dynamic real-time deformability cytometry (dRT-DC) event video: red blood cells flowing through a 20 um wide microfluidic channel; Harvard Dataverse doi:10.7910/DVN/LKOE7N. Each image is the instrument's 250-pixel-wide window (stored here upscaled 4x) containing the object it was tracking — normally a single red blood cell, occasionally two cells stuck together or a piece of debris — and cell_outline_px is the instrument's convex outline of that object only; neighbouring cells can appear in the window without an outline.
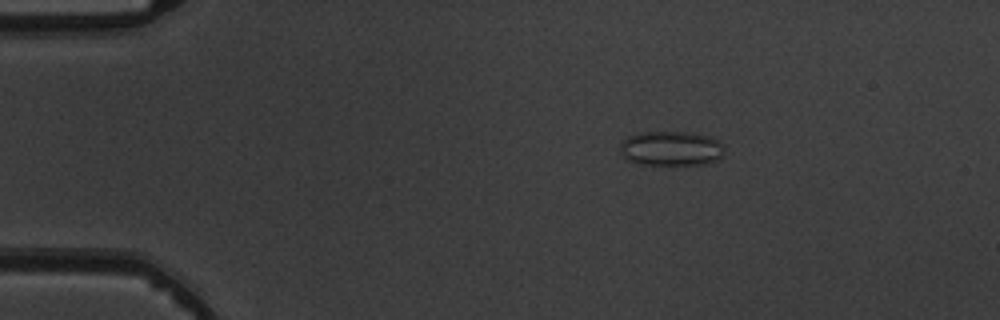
{"species": "common noctule bat (a hibernating species)", "species_latin": "Nyctalus noctula", "temperature_condition": "warm", "stored_images_in_passage": 5, "camera_frame_rate_fps": 3000, "um_per_image_px": 0.085, "animal": {"sex": "male", "body_mass_g": 19.5, "forearm_length_mm": 54.6}, "frame": {"image": 1, "passage_image": 2, "time_ms": 2.0, "image_size_px": [1000, 320], "cell_outline_px": [[724, 156], [720, 160], [704, 164], [640, 164], [628, 160], [620, 152], [620, 144], [628, 136], [640, 132], [688, 132], [708, 136], [724, 144]], "centroid_in_image_um": [57.08, 12.62], "position_along_channel_um": 27.9, "area_um2": 21.15}}
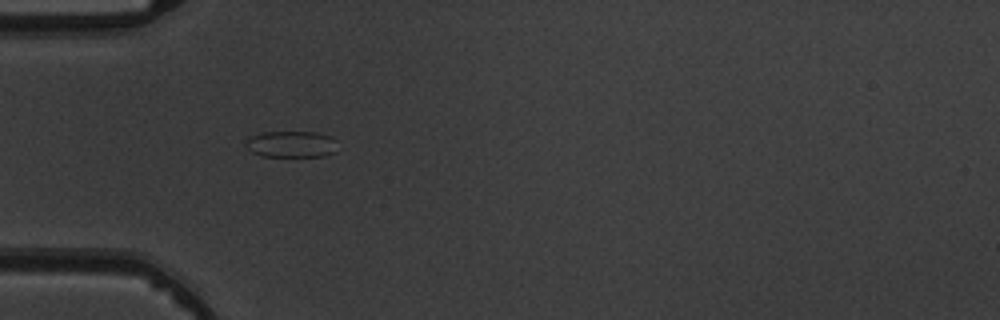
{"frame": {"image": 2, "passage_image": 4, "time_ms": 4.333, "image_size_px": [1000, 320], "cell_outline_px": [[336, 152], [324, 156], [260, 156], [252, 152], [244, 144], [252, 136], [264, 132], [316, 132], [332, 136], [336, 140]], "centroid_in_image_um": [24.81, 12.26], "position_along_channel_um": 60.2, "area_um2": 14.16}}
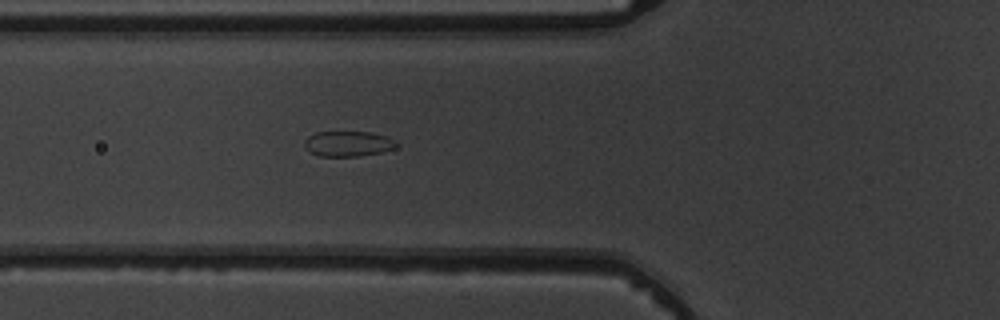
{"frame": {"image": 3, "passage_image": 5, "time_ms": 5.333, "image_size_px": [1000, 320], "cell_outline_px": [[396, 148], [380, 152], [360, 156], [320, 156], [304, 148], [304, 140], [308, 136], [316, 132], [372, 132], [388, 136], [396, 140]], "centroid_in_image_um": [29.59, 12.21], "position_along_channel_um": 96.2, "area_um2": 13.64}}